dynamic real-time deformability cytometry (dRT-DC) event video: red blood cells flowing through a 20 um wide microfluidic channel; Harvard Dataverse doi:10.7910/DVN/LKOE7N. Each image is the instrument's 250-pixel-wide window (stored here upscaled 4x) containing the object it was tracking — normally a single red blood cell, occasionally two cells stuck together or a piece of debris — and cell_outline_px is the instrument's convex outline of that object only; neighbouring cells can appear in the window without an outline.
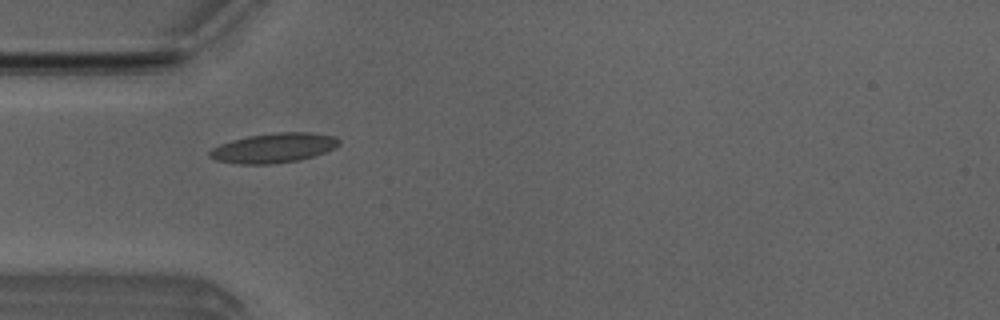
{"species": "Egyptian fruit bat (a non-hibernating species)", "species_latin": "Rousettus aegyptiacus", "temperature_condition": "room temperature", "stored_images_in_passage": 6, "camera_frame_rate_fps": 3000, "um_per_image_px": 0.085, "animal": {"sex": "male"}, "frame": {"image": 1, "passage_image": 5, "time_ms": 1.333, "image_size_px": [1000, 320], "cell_outline_px": [[340, 144], [336, 148], [312, 156], [296, 160], [272, 164], [240, 164], [216, 160], [208, 156], [208, 152], [212, 148], [220, 144], [232, 140], [248, 136], [276, 132], [312, 132], [336, 136], [340, 140]], "centroid_in_image_um": [23.27, 12.56], "position_along_channel_um": 61.7, "area_um2": 22.37}}